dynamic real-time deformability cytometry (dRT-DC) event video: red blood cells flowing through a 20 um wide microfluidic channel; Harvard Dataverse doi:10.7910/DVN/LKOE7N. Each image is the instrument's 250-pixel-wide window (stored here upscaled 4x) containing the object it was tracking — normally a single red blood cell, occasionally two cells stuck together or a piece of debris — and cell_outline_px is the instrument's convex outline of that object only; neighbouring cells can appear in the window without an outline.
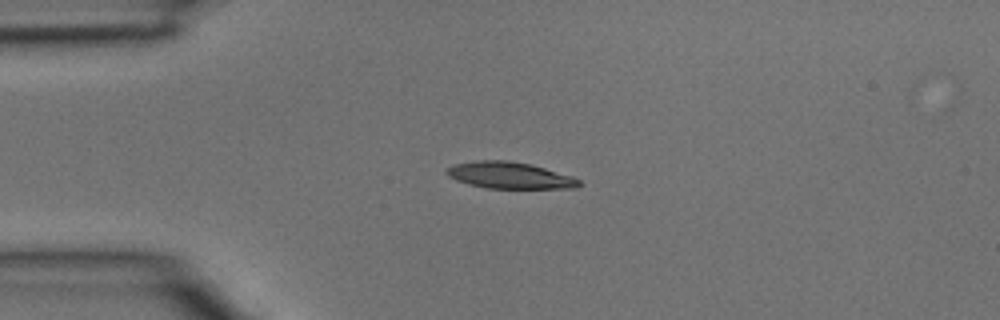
{"species": "common noctule bat (a hibernating species)", "species_latin": "Nyctalus noctula", "temperature_condition": "room temperature", "stored_images_in_passage": 3, "camera_frame_rate_fps": 3000, "um_per_image_px": 0.085, "animal": {"sex": "male", "body_mass_g": 15.6}, "frame": {"image": 1, "passage_image": 2, "time_ms": 0.333, "image_size_px": [1000, 320], "cell_outline_px": [[584, 184], [576, 188], [488, 188], [468, 184], [456, 180], [448, 176], [444, 172], [444, 168], [452, 164], [476, 160], [508, 160], [528, 164], [544, 168], [572, 176], [580, 180]], "centroid_in_image_um": [43.28, 14.9], "position_along_channel_um": 41.7, "area_um2": 20.63}}